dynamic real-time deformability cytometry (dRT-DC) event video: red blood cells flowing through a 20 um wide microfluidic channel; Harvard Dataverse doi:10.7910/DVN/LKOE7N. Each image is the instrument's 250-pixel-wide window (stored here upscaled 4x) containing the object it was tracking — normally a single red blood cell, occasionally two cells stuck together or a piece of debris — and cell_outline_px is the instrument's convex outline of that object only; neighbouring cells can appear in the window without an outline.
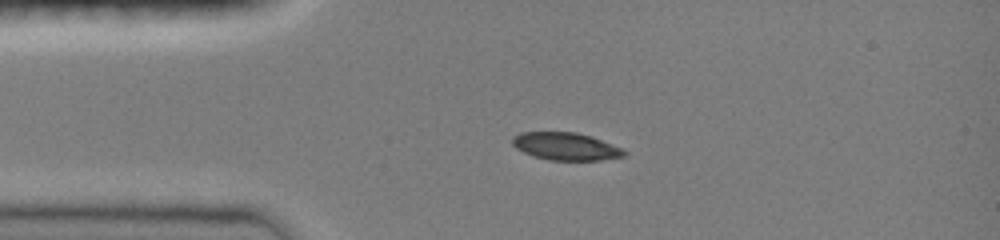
{"species": "common noctule bat (a hibernating species)", "species_latin": "Nyctalus noctula", "temperature_condition": "room temperature", "stored_images_in_passage": 38, "camera_frame_rate_fps": 3000, "um_per_image_px": 0.085, "animal": {"sex": "female", "body_mass_g": 19.0, "forearm_length_mm": 51.5}, "frame": {"image": 1, "passage_image": 1, "time_ms": 0.0, "image_size_px": [1000, 240], "cell_outline_px": [[628, 152], [624, 156], [600, 160], [548, 160], [532, 156], [516, 148], [512, 144], [512, 136], [520, 132], [576, 132], [592, 136], [620, 148]], "centroid_in_image_um": [48.05, 12.44], "position_along_channel_um": 36.9, "area_um2": 17.98}}
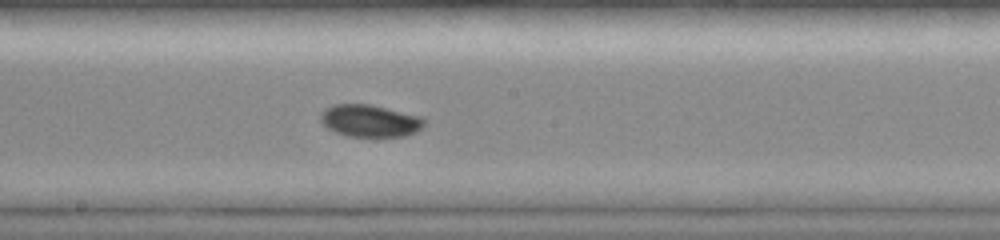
{"frame": {"image": 2, "passage_image": 16, "time_ms": 5.0, "image_size_px": [1000, 240], "cell_outline_px": [[428, 120], [416, 132], [408, 136], [348, 136], [336, 132], [328, 128], [320, 120], [320, 112], [324, 108], [336, 104], [368, 104], [424, 116]], "centroid_in_image_um": [31.48, 10.26], "position_along_channel_um": 216.7, "area_um2": 19.59}}
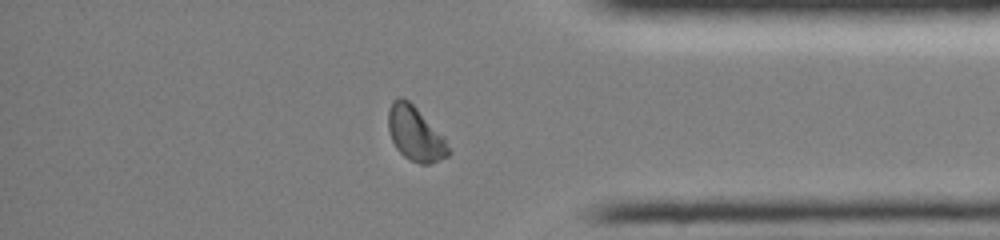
{"frame": {"image": 3, "passage_image": 30, "time_ms": 9.667, "image_size_px": [1000, 240], "cell_outline_px": [[448, 156], [428, 164], [420, 164], [408, 160], [396, 148], [392, 140], [388, 128], [388, 108], [392, 100], [400, 96], [408, 100], [444, 136], [448, 148]], "centroid_in_image_um": [35.26, 11.36], "position_along_channel_um": 399.9, "area_um2": 18.9}, "authors_computed_cell_mechanics": {"area_um2": 19.3052, "velocity_mm_per_s": 4.0616, "shape_relaxation_time_tau1_ms": 3.3259, "shape_relaxation_time_tau2_ms": null, "deformation_change_tau1": 0.1093, "deformation_change_tau2": null}}